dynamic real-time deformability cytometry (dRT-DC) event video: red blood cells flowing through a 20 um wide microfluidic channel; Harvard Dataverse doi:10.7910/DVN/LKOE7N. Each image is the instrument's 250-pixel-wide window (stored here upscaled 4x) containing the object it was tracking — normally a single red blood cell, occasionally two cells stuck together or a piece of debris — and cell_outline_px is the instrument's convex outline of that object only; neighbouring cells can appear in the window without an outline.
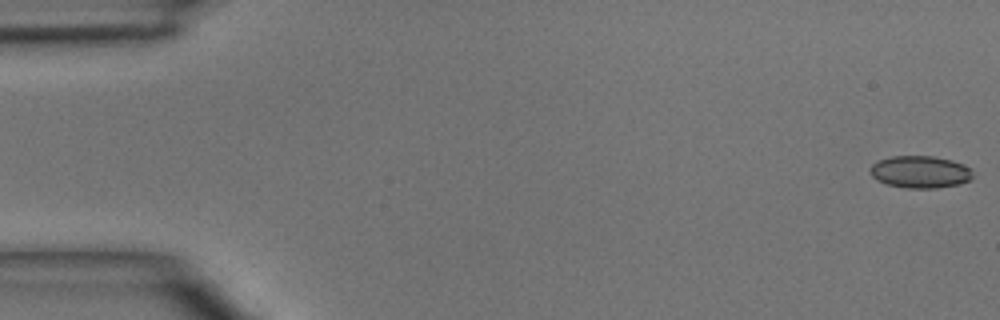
{"species": "common noctule bat (a hibernating species)", "species_latin": "Nyctalus noctula", "temperature_condition": "room temperature", "stored_images_in_passage": 3, "camera_frame_rate_fps": 3000, "um_per_image_px": 0.085, "animal": {"sex": "male", "body_mass_g": 15.6}, "frame": {"image": 1, "passage_image": 1, "time_ms": 0.0, "image_size_px": [1000, 320], "cell_outline_px": [[972, 176], [968, 180], [960, 184], [936, 188], [908, 188], [888, 184], [876, 180], [868, 172], [868, 168], [872, 164], [880, 160], [892, 156], [936, 156], [952, 160], [972, 168]], "centroid_in_image_um": [78.2, 14.61], "position_along_channel_um": 6.8, "area_um2": 19.36}}